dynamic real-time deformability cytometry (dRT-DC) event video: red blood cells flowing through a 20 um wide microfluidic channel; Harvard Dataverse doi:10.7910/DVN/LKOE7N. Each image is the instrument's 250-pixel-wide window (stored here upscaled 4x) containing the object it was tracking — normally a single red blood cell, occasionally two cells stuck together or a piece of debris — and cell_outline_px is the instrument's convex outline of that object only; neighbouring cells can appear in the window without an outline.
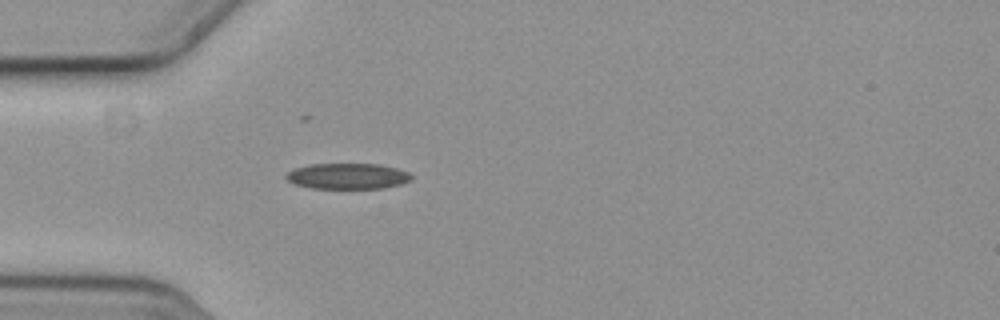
{"species": "common noctule bat (a hibernating species)", "species_latin": "Nyctalus noctula", "temperature_condition": "cold", "stored_images_in_passage": 3, "camera_frame_rate_fps": 3000, "um_per_image_px": 0.085, "animal": {"sex": "female", "body_mass_g": 19.3, "forearm_length_mm": 54.1}, "frame": {"image": 1, "passage_image": 3, "time_ms": 0.667, "image_size_px": [1000, 320], "cell_outline_px": [[412, 180], [400, 184], [380, 188], [312, 188], [296, 184], [288, 180], [284, 176], [288, 172], [296, 168], [312, 164], [380, 164], [396, 168], [408, 172], [412, 176]], "centroid_in_image_um": [29.57, 14.97], "position_along_channel_um": 55.4, "area_um2": 18.61}}